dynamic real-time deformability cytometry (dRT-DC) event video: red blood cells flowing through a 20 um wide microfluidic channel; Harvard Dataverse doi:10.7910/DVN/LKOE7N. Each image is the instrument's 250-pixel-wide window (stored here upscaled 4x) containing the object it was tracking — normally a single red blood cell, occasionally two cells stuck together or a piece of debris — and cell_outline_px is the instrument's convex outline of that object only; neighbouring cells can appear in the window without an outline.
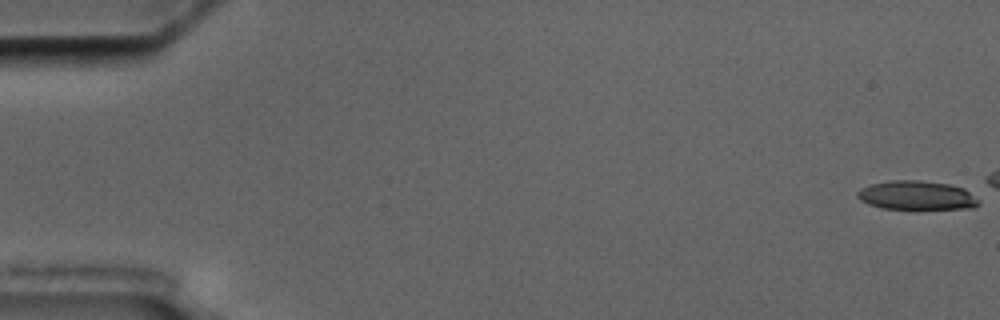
{"species": "common noctule bat (a hibernating species)", "species_latin": "Nyctalus noctula", "temperature_condition": "cold", "stored_images_in_passage": 6, "camera_frame_rate_fps": 3000, "um_per_image_px": 0.085, "animal": {"sex": "male", "body_mass_g": 17.5, "forearm_length_mm": 52.3}, "frame": {"image": 1, "passage_image": 1, "time_ms": 0.0, "image_size_px": [1000, 320], "cell_outline_px": [[980, 204], [972, 208], [916, 212], [880, 208], [868, 204], [860, 200], [856, 196], [856, 192], [860, 188], [872, 184], [892, 180], [920, 180], [948, 184], [964, 188], [972, 192], [980, 200]], "centroid_in_image_um": [77.96, 16.67], "position_along_channel_um": 7.0, "area_um2": 21.79}}